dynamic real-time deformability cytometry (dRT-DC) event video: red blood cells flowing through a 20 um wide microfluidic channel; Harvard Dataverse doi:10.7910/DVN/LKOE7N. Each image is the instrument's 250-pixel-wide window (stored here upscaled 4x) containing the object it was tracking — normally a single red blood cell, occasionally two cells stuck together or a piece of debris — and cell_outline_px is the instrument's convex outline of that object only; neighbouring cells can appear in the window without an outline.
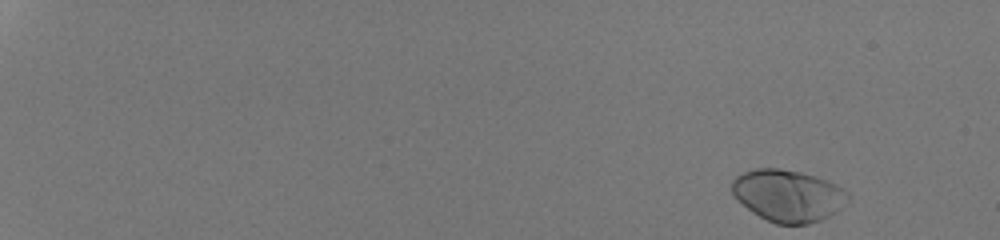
{"species": "human", "species_latin": "Homo sapiens", "temperature_condition": "room temperature", "stored_images_in_passage": 46, "camera_frame_rate_fps": 3000, "um_per_image_px": 0.085, "donor": {"sex": "male"}, "frame": {"image": 1, "passage_image": 1, "time_ms": 0.0, "image_size_px": [1000, 240], "cell_outline_px": [[852, 196], [836, 212], [820, 220], [808, 224], [776, 224], [752, 212], [736, 200], [732, 192], [732, 180], [736, 176], [744, 172], [756, 168], [780, 168], [800, 172], [816, 176], [828, 180], [836, 184], [848, 192]], "centroid_in_image_um": [66.99, 16.62], "position_along_channel_um": 18.0, "area_um2": 35.26}}
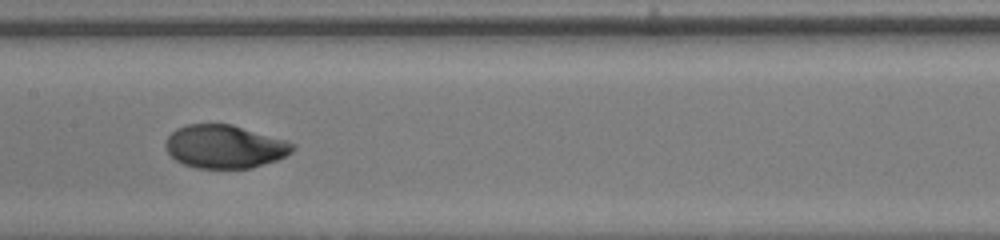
{"frame": {"image": 2, "passage_image": 28, "time_ms": 9.0, "image_size_px": [1000, 240], "cell_outline_px": [[296, 148], [292, 152], [276, 160], [252, 168], [196, 168], [184, 164], [176, 160], [164, 148], [164, 144], [168, 136], [176, 128], [188, 124], [232, 124], [284, 140], [296, 144]], "centroid_in_image_um": [19.08, 12.46], "position_along_channel_um": 188.3, "area_um2": 31.96}}
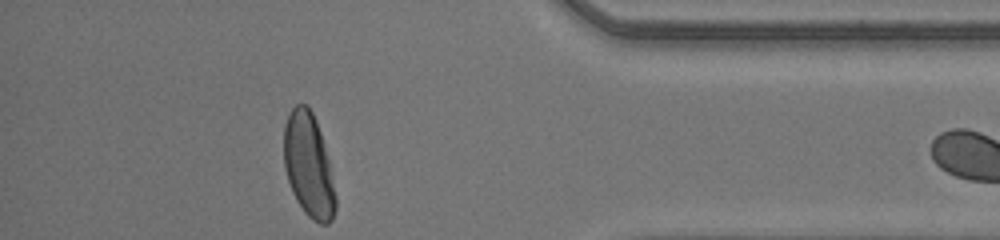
{"frame": {"image": 3, "passage_image": 45, "time_ms": 14.667, "image_size_px": [1000, 240], "cell_outline_px": [[336, 208], [332, 220], [328, 224], [320, 224], [312, 220], [304, 212], [296, 200], [292, 192], [284, 168], [284, 124], [288, 112], [296, 104], [308, 104], [316, 120], [320, 132], [328, 160], [336, 196]], "centroid_in_image_um": [26.21, 14.05], "position_along_channel_um": 409.0, "area_um2": 31.33}}